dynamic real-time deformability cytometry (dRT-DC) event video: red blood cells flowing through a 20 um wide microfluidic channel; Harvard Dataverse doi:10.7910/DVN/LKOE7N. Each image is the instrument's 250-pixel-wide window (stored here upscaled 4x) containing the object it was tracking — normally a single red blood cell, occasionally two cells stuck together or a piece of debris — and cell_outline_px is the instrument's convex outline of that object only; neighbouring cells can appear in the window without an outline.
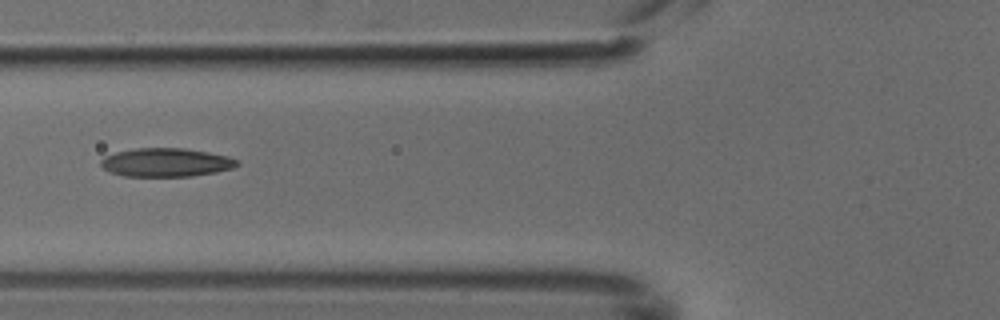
{"species": "common noctule bat (a hibernating species)", "species_latin": "Nyctalus noctula", "temperature_condition": "cold", "stored_images_in_passage": 35, "camera_frame_rate_fps": 3000, "um_per_image_px": 0.085, "animal": {"sex": "male", "body_mass_g": 18.8}, "frame": {"image": 1, "passage_image": 5, "time_ms": 1.333, "image_size_px": [1000, 320], "cell_outline_px": [[240, 164], [232, 168], [216, 172], [192, 176], [124, 176], [108, 172], [100, 164], [100, 160], [104, 156], [116, 152], [136, 148], [184, 148], [208, 152], [228, 156], [236, 160]], "centroid_in_image_um": [14.09, 13.8], "position_along_channel_um": 111.7, "area_um2": 22.72}}
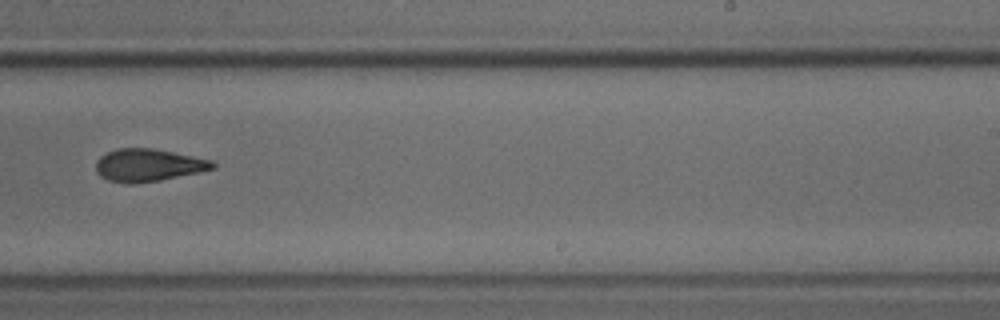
{"frame": {"image": 2, "passage_image": 17, "time_ms": 5.333, "image_size_px": [1000, 320], "cell_outline_px": [[216, 168], [200, 172], [160, 180], [132, 184], [128, 184], [108, 180], [100, 176], [96, 172], [96, 160], [100, 156], [116, 148], [152, 148], [212, 160], [216, 164]], "centroid_in_image_um": [12.59, 14.04], "position_along_channel_um": 276.4, "area_um2": 22.2}}
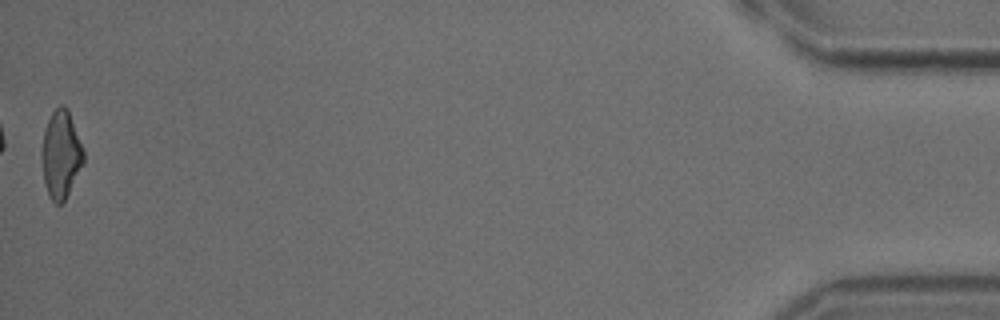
{"frame": {"image": 3, "passage_image": 35, "time_ms": 11.333, "image_size_px": [1000, 320], "cell_outline_px": [[84, 164], [64, 200], [60, 204], [56, 204], [52, 200], [48, 192], [44, 180], [40, 156], [40, 152], [44, 132], [48, 120], [52, 112], [60, 104], [64, 104], [68, 108], [84, 152]], "centroid_in_image_um": [5.17, 13.1], "position_along_channel_um": 430.0, "area_um2": 21.33}}